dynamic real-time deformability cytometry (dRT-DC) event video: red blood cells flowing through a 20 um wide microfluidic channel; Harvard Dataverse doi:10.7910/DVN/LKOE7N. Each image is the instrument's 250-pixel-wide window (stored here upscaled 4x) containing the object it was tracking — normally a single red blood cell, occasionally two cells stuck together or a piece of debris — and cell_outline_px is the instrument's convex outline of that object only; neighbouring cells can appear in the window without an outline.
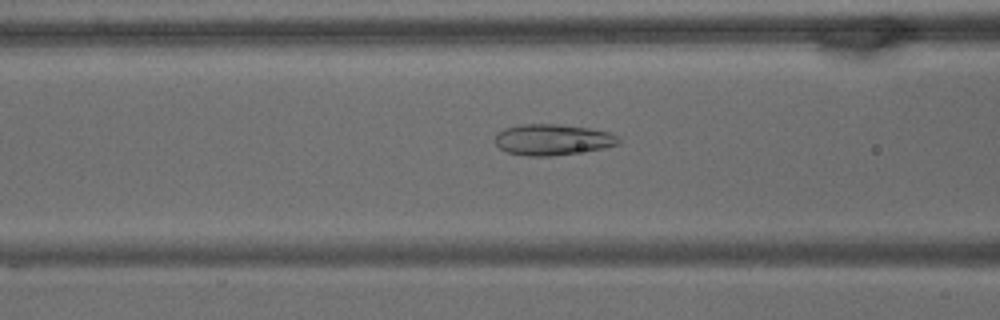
{"species": "common noctule bat (a hibernating species)", "species_latin": "Nyctalus noctula", "temperature_condition": "warm", "stored_images_in_passage": 67, "camera_frame_rate_fps": 3000, "um_per_image_px": 0.085, "animal": {"sex": "male", "body_mass_g": 15.6}, "frame": {"image": 1, "passage_image": 26, "time_ms": 8.333, "image_size_px": [1000, 320], "cell_outline_px": [[620, 144], [604, 148], [552, 156], [528, 156], [508, 152], [500, 148], [496, 144], [496, 132], [504, 128], [520, 124], [560, 124], [588, 128], [608, 132], [616, 136], [620, 140]], "centroid_in_image_um": [46.95, 11.86], "position_along_channel_um": 119.6, "area_um2": 22.25}}
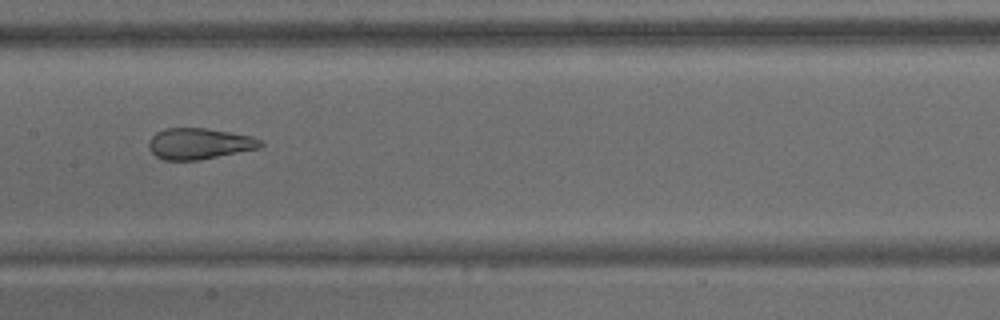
{"frame": {"image": 2, "passage_image": 33, "time_ms": 10.667, "image_size_px": [1000, 320], "cell_outline_px": [[264, 144], [260, 148], [200, 160], [164, 160], [156, 156], [148, 148], [148, 140], [156, 132], [164, 128], [204, 128], [252, 136], [260, 140]], "centroid_in_image_um": [16.91, 12.21], "position_along_channel_um": 190.5, "area_um2": 20.29}}
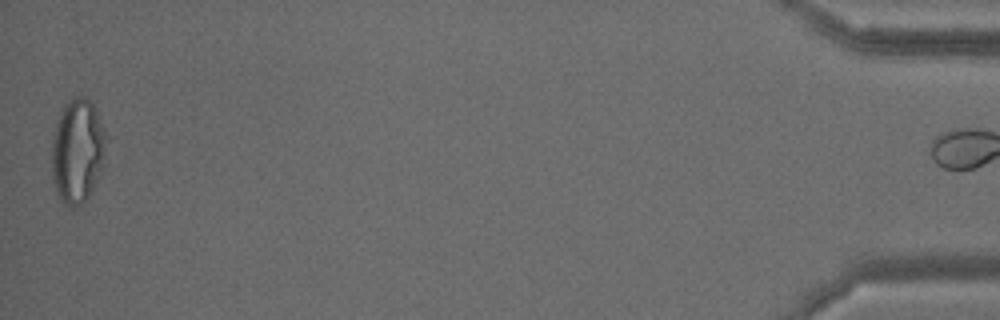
{"frame": {"image": 3, "passage_image": 66, "time_ms": 21.667, "image_size_px": [1000, 320], "cell_outline_px": [[104, 156], [100, 168], [92, 188], [88, 196], [76, 208], [68, 208], [60, 200], [52, 180], [52, 140], [56, 124], [60, 112], [64, 104], [72, 96], [88, 96], [92, 100], [96, 108], [104, 132]], "centroid_in_image_um": [6.54, 12.79], "position_along_channel_um": 428.7, "area_um2": 32.83}}